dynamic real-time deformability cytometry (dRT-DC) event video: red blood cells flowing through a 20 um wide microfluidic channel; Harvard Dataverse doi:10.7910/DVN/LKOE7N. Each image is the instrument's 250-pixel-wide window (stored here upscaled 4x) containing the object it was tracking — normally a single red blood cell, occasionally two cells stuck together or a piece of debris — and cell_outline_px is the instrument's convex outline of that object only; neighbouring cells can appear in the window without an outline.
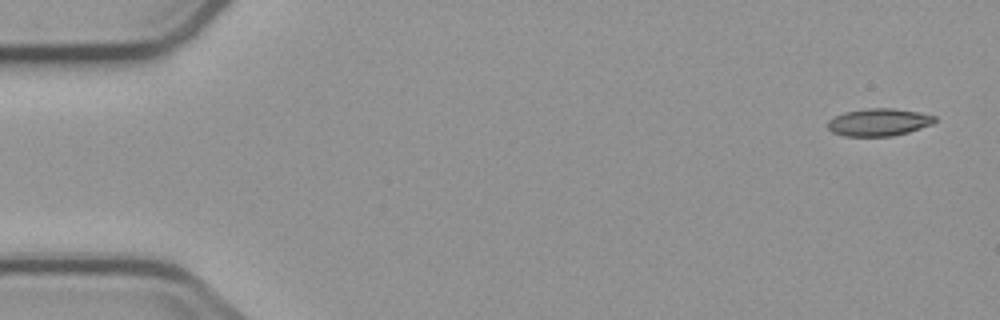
{"species": "common noctule bat (a hibernating species)", "species_latin": "Nyctalus noctula", "temperature_condition": "cold", "stored_images_in_passage": 5, "segment_of_instrument_passage": [1, 2], "camera_frame_rate_fps": 3000, "um_per_image_px": 0.085, "animal": {"sex": "male", "body_mass_g": 23.1, "forearm_length_mm": 52.7}, "frame": {"image": 1, "passage_image": 1, "time_ms": 0.0, "image_size_px": [1000, 320], "cell_outline_px": [[936, 120], [932, 124], [908, 132], [892, 136], [844, 136], [832, 132], [828, 128], [828, 120], [844, 112], [868, 108], [892, 108], [920, 112], [936, 116]], "centroid_in_image_um": [74.7, 10.38], "position_along_channel_um": 10.3, "area_um2": 17.11}}
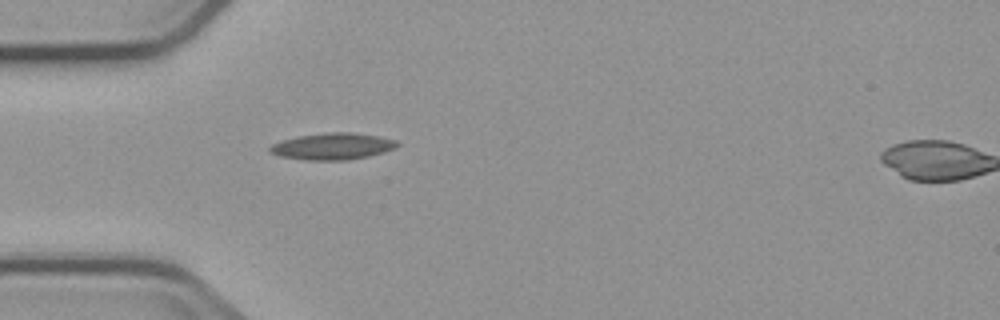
{"frame": {"image": 2, "passage_image": 4, "time_ms": 4.667, "image_size_px": [1000, 320], "cell_outline_px": [[400, 144], [396, 148], [384, 152], [368, 156], [348, 160], [304, 160], [280, 156], [268, 152], [268, 148], [272, 144], [284, 140], [300, 136], [328, 132], [352, 132], [380, 136], [396, 140]], "centroid_in_image_um": [28.3, 12.44], "position_along_channel_um": 56.7, "area_um2": 19.83}}